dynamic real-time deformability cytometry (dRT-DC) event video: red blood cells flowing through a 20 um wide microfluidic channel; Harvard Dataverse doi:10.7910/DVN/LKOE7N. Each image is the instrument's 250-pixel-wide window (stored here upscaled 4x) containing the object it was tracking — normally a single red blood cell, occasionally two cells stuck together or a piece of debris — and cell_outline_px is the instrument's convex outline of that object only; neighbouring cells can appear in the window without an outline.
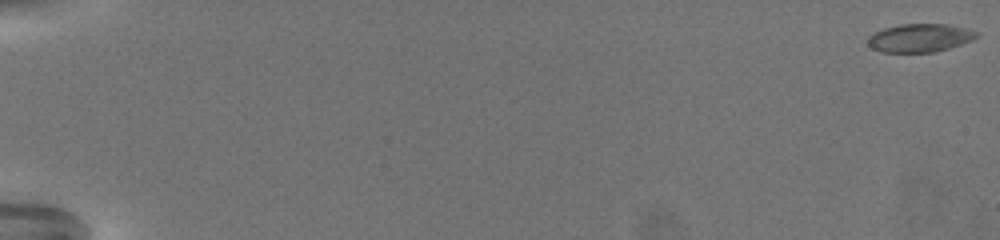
{"species": "common noctule bat (a hibernating species)", "species_latin": "Nyctalus noctula", "temperature_condition": "warm", "stored_images_in_passage": 68, "camera_frame_rate_fps": 3000, "um_per_image_px": 0.085, "animal": {"sex": "female", "body_mass_g": 19.5, "forearm_length_mm": 54.1}, "frame": {"image": 1, "passage_image": 1, "time_ms": 0.0, "image_size_px": [1000, 240], "cell_outline_px": [[980, 36], [972, 40], [936, 52], [880, 52], [872, 48], [868, 44], [868, 36], [884, 28], [900, 24], [948, 24], [980, 32]], "centroid_in_image_um": [78.2, 3.22], "position_along_channel_um": 6.8, "area_um2": 17.92}}
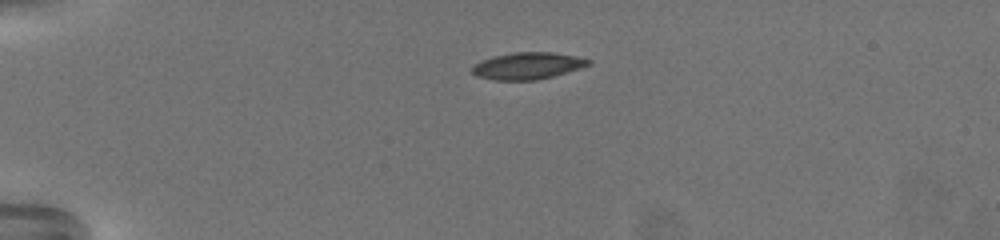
{"frame": {"image": 2, "passage_image": 19, "time_ms": 6.0, "image_size_px": [1000, 240], "cell_outline_px": [[592, 64], [580, 68], [552, 76], [536, 80], [492, 80], [476, 76], [472, 72], [472, 68], [476, 64], [484, 60], [496, 56], [512, 52], [552, 52], [576, 56], [592, 60]], "centroid_in_image_um": [44.88, 5.59], "position_along_channel_um": 40.1, "area_um2": 18.03}}
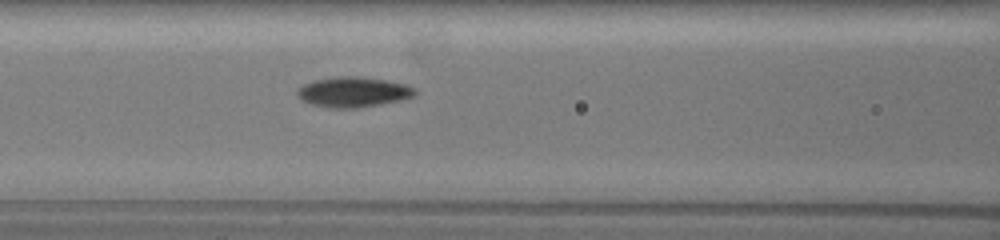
{"frame": {"image": 3, "passage_image": 33, "time_ms": 10.667, "image_size_px": [1000, 240], "cell_outline_px": [[416, 96], [400, 100], [380, 104], [356, 108], [328, 108], [312, 104], [296, 96], [296, 92], [304, 84], [312, 80], [336, 76], [356, 76], [388, 80], [408, 84], [416, 88]], "centroid_in_image_um": [30.06, 7.81], "position_along_channel_um": 136.5, "area_um2": 20.92}, "authors_computed_cell_mechanics": {"area_um2": 18.8139, "velocity_mm_per_s": 3.2584, "shape_relaxation_time_tau1_ms": 3.2057, "shape_relaxation_time_tau2_ms": 2.1465, "deformation_change_tau1": 0.1634, "deformation_change_tau2": 0.0755}}